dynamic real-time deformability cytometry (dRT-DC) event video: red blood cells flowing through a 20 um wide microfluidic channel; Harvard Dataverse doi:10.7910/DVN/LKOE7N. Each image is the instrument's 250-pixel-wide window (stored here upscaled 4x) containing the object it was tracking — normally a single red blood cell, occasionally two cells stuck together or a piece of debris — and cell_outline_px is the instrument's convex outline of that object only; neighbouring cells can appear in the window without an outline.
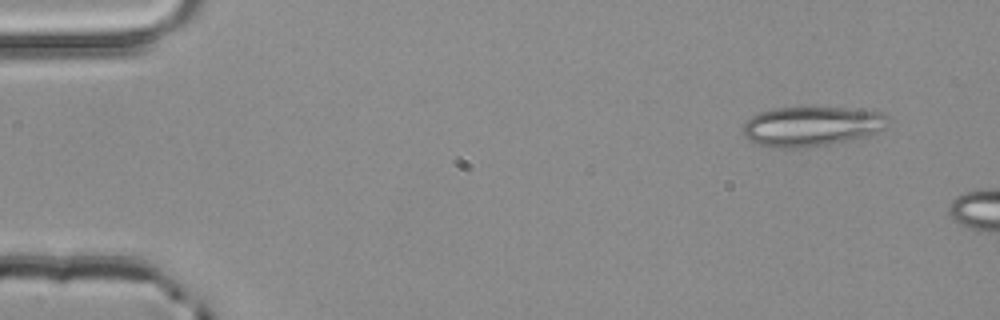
{"species": "common noctule bat (a hibernating species)", "species_latin": "Nyctalus noctula", "temperature_condition": "room temperature", "stored_images_in_passage": 2, "camera_frame_rate_fps": 3000, "um_per_image_px": 0.085, "animal": {"sex": "male", "body_mass_g": 20.4}, "frame": {"image": 1, "passage_image": 1, "time_ms": 0.0, "image_size_px": [1000, 320], "cell_outline_px": [[888, 120], [884, 128], [868, 136], [832, 144], [800, 148], [784, 148], [760, 144], [748, 140], [740, 132], [740, 128], [752, 116], [760, 112], [776, 108], [844, 108], [884, 112], [888, 116]], "centroid_in_image_um": [68.98, 10.74], "position_along_channel_um": 16.0, "area_um2": 33.58}}